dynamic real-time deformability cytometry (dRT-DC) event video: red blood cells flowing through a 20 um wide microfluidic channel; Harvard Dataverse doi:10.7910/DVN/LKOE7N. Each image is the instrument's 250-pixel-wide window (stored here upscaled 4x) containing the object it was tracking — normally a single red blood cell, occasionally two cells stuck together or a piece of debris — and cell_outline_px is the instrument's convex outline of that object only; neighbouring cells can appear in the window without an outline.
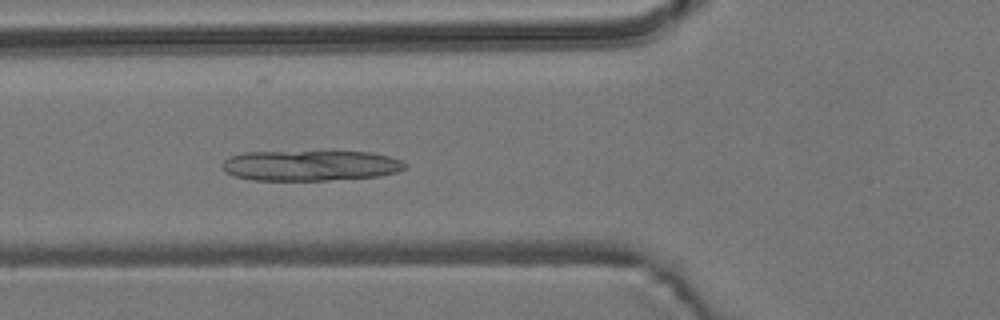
{"species": "common noctule bat (a hibernating species)", "species_latin": "Nyctalus noctula", "temperature_condition": "room temperature", "stored_images_in_passage": 29, "camera_frame_rate_fps": 3000, "um_per_image_px": 0.085, "animal": {"sex": "male", "body_mass_g": 19.2, "forearm_length_mm": 51.8}, "frame": {"image": 1, "passage_image": 21, "time_ms": 6.667, "image_size_px": [1000, 320], "cell_outline_px": [[408, 168], [396, 172], [380, 176], [328, 180], [252, 180], [236, 176], [224, 172], [220, 164], [228, 156], [244, 152], [372, 152], [388, 156], [400, 160], [408, 164]], "centroid_in_image_um": [26.37, 14.07], "position_along_channel_um": 99.4, "area_um2": 32.6}}
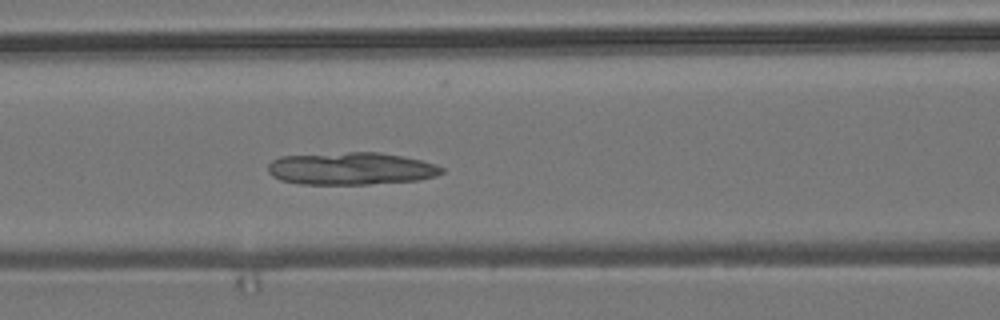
{"frame": {"image": 2, "passage_image": 24, "time_ms": 7.667, "image_size_px": [1000, 320], "cell_outline_px": [[444, 172], [436, 176], [416, 180], [368, 184], [300, 184], [280, 180], [272, 176], [268, 172], [268, 164], [272, 160], [280, 156], [348, 152], [380, 152], [404, 156], [436, 164], [444, 168]], "centroid_in_image_um": [29.83, 14.32], "position_along_channel_um": 136.8, "area_um2": 33.0}}
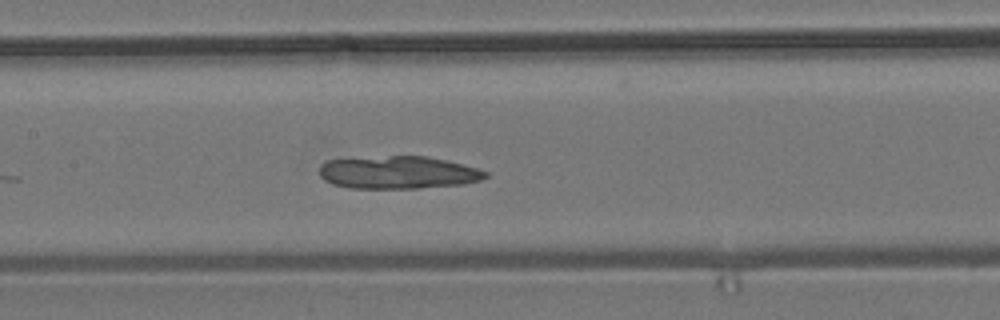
{"frame": {"image": 3, "passage_image": 27, "time_ms": 8.667, "image_size_px": [1000, 320], "cell_outline_px": [[488, 176], [480, 180], [464, 184], [416, 188], [348, 188], [332, 184], [324, 180], [320, 176], [320, 164], [324, 160], [392, 156], [428, 156], [476, 168], [488, 172]], "centroid_in_image_um": [33.8, 14.66], "position_along_channel_um": 173.6, "area_um2": 31.56}}